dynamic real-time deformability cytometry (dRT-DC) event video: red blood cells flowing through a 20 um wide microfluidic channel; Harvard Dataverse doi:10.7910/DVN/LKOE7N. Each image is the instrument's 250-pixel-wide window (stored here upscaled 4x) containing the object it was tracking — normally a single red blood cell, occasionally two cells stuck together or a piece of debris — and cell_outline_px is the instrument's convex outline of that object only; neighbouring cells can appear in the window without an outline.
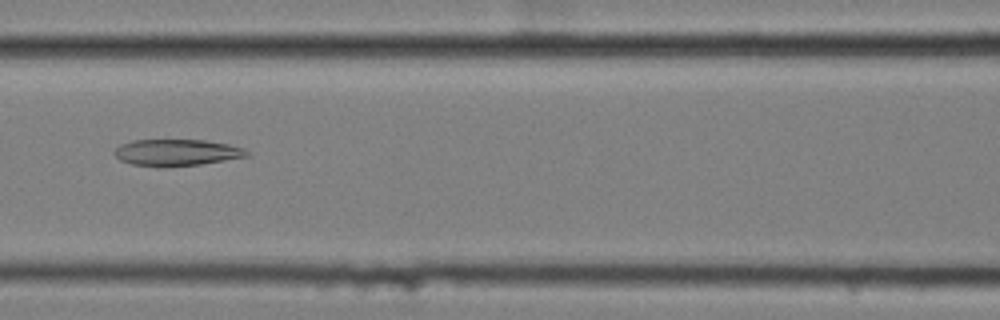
{"species": "common noctule bat (a hibernating species)", "species_latin": "Nyctalus noctula", "temperature_condition": "cold", "stored_images_in_passage": 55, "camera_frame_rate_fps": 3000, "um_per_image_px": 0.085, "animal": {"sex": "female", "body_mass_g": 25.1}, "frame": {"image": 1, "passage_image": 23, "time_ms": 7.333, "image_size_px": [1000, 320], "cell_outline_px": [[252, 156], [200, 164], [164, 168], [160, 168], [132, 164], [120, 160], [112, 152], [120, 144], [132, 140], [204, 140], [228, 144], [244, 148], [252, 152]], "centroid_in_image_um": [15.04, 12.98], "position_along_channel_um": 151.6, "area_um2": 20.92}}
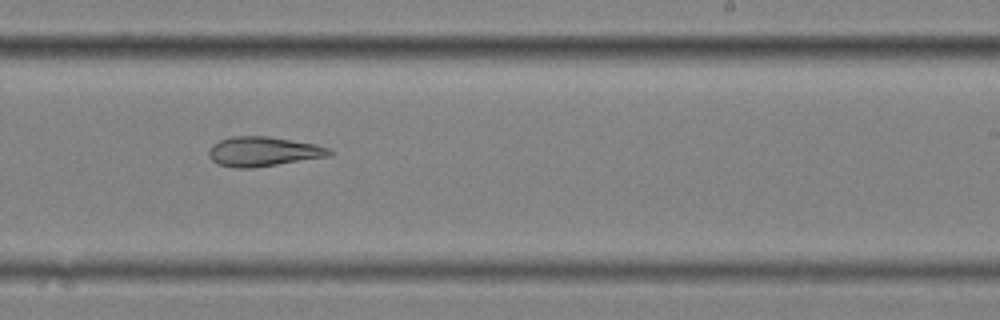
{"frame": {"image": 2, "passage_image": 33, "time_ms": 10.667, "image_size_px": [1000, 320], "cell_outline_px": [[336, 152], [332, 156], [252, 168], [236, 168], [216, 164], [208, 156], [208, 152], [212, 144], [220, 140], [232, 136], [268, 136], [316, 144], [332, 148]], "centroid_in_image_um": [22.42, 12.88], "position_along_channel_um": 266.6, "area_um2": 21.15}}
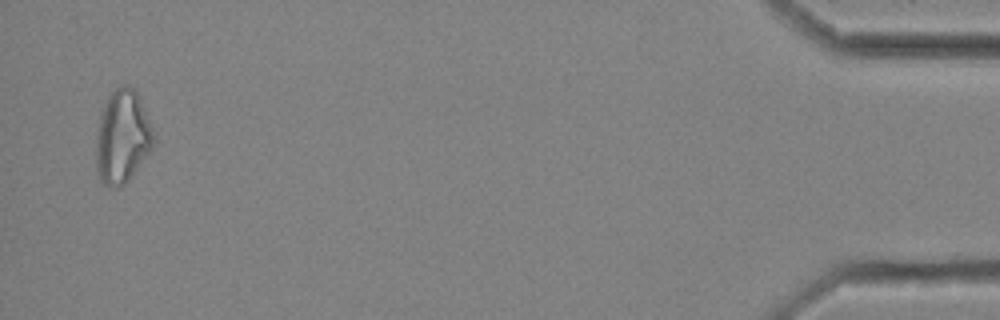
{"frame": {"image": 3, "passage_image": 54, "time_ms": 17.667, "image_size_px": [1000, 320], "cell_outline_px": [[156, 144], [128, 180], [124, 184], [112, 188], [104, 184], [100, 180], [96, 172], [96, 136], [100, 112], [108, 96], [116, 88], [124, 84], [128, 84], [136, 92], [156, 132]], "centroid_in_image_um": [10.42, 11.63], "position_along_channel_um": 424.8, "area_um2": 31.67}, "authors_computed_cell_mechanics": {"area_um2": 24.7962, "velocity_mm_per_s": 3.4582, "shape_relaxation_time_tau1_ms": null, "shape_relaxation_time_tau2_ms": 7.3068, "deformation_change_tau1": null, "deformation_change_tau2": 0.1792}}